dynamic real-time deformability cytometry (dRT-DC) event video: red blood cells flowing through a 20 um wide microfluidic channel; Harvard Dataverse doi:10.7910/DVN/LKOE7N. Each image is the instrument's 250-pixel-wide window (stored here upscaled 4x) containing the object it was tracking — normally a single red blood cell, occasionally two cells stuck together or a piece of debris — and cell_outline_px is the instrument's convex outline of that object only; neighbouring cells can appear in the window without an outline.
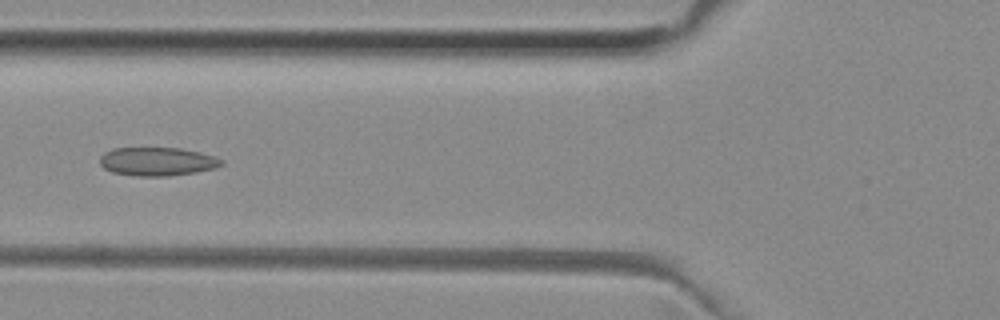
{"species": "common noctule bat (a hibernating species)", "species_latin": "Nyctalus noctula", "temperature_condition": "room temperature", "stored_images_in_passage": 3, "camera_frame_rate_fps": 3000, "um_per_image_px": 0.085, "animal": {"sex": "female", "body_mass_g": 29.2, "forearm_length_mm": 56.3}, "frame": {"image": 1, "passage_image": 2, "time_ms": 0.333, "image_size_px": [1000, 320], "cell_outline_px": [[224, 164], [216, 168], [196, 172], [168, 176], [136, 176], [112, 172], [104, 168], [100, 164], [100, 156], [104, 152], [112, 148], [180, 148], [200, 152], [224, 160]], "centroid_in_image_um": [13.37, 13.73], "position_along_channel_um": 112.4, "area_um2": 20.29}}
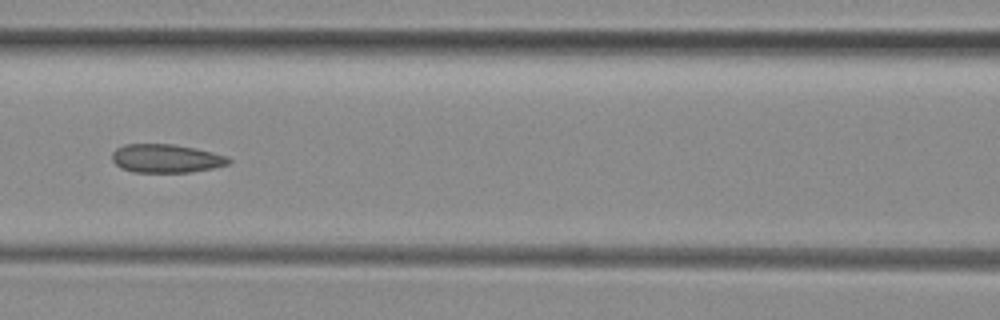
{"frame": {"image": 2, "passage_image": 3, "time_ms": 0.667, "image_size_px": [1000, 320], "cell_outline_px": [[232, 160], [228, 164], [212, 168], [188, 172], [132, 172], [120, 168], [112, 160], [112, 152], [116, 148], [124, 144], [172, 144], [212, 152], [228, 156]], "centroid_in_image_um": [14.09, 13.47], "position_along_channel_um": 152.5, "area_um2": 19.31}}